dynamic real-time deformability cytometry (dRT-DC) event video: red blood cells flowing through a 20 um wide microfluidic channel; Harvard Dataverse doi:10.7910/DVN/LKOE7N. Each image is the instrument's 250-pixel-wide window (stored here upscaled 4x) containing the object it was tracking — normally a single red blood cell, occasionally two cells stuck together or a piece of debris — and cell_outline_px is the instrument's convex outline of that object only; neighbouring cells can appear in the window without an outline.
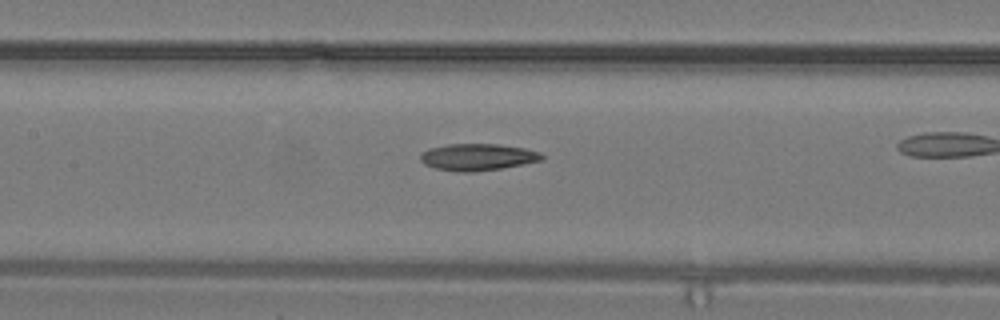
{"species": "common noctule bat (a hibernating species)", "species_latin": "Nyctalus noctula", "temperature_condition": "warm", "stored_images_in_passage": 25, "camera_frame_rate_fps": 3000, "um_per_image_px": 0.085, "animal": {"sex": "male", "body_mass_g": 19.2, "forearm_length_mm": 51.8}, "frame": {"image": 1, "passage_image": 15, "time_ms": 4.667, "image_size_px": [1000, 320], "cell_outline_px": [[544, 160], [500, 168], [472, 172], [460, 172], [436, 168], [424, 164], [420, 160], [420, 156], [428, 148], [448, 144], [500, 144], [524, 148], [540, 152], [544, 156]], "centroid_in_image_um": [40.61, 13.34], "position_along_channel_um": 166.8, "area_um2": 18.9}}